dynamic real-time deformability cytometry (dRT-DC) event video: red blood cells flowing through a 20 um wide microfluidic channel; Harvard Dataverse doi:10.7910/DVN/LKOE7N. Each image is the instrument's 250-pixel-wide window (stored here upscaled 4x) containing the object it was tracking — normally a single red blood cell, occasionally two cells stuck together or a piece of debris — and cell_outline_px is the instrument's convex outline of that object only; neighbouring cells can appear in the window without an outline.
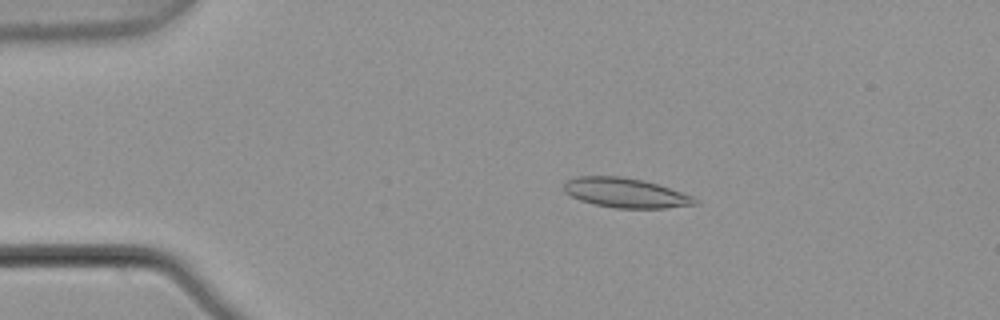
{"species": "common noctule bat (a hibernating species)", "species_latin": "Nyctalus noctula", "temperature_condition": "warm", "stored_images_in_passage": 7, "camera_frame_rate_fps": 3000, "um_per_image_px": 0.085, "animal": {"sex": "male", "body_mass_g": 21.5, "forearm_length_mm": 52.0}, "frame": {"image": 1, "passage_image": 3, "time_ms": 0.667, "image_size_px": [1000, 320], "cell_outline_px": [[700, 200], [696, 204], [668, 208], [616, 208], [596, 204], [580, 200], [564, 192], [564, 184], [568, 180], [576, 176], [620, 176], [644, 180], [692, 196]], "centroid_in_image_um": [53.17, 16.39], "position_along_channel_um": 31.8, "area_um2": 22.43}}
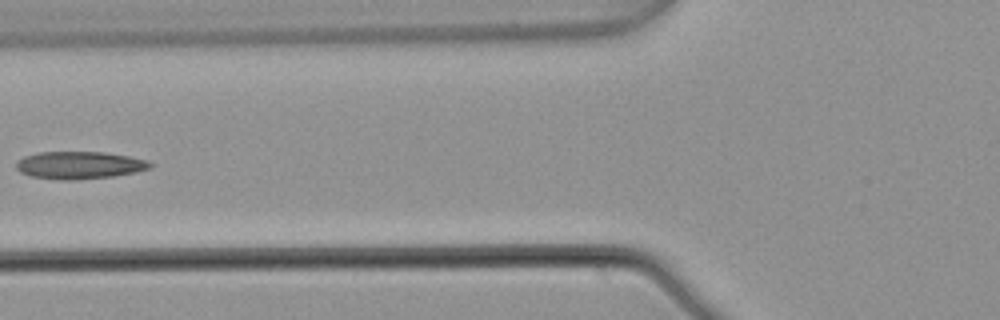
{"frame": {"image": 2, "passage_image": 6, "time_ms": 1.667, "image_size_px": [1000, 320], "cell_outline_px": [[152, 168], [136, 172], [112, 176], [72, 180], [60, 180], [28, 176], [20, 172], [16, 168], [16, 164], [24, 156], [40, 152], [104, 152], [128, 156], [148, 160], [152, 164]], "centroid_in_image_um": [6.75, 14.04], "position_along_channel_um": 119.0, "area_um2": 21.44}}
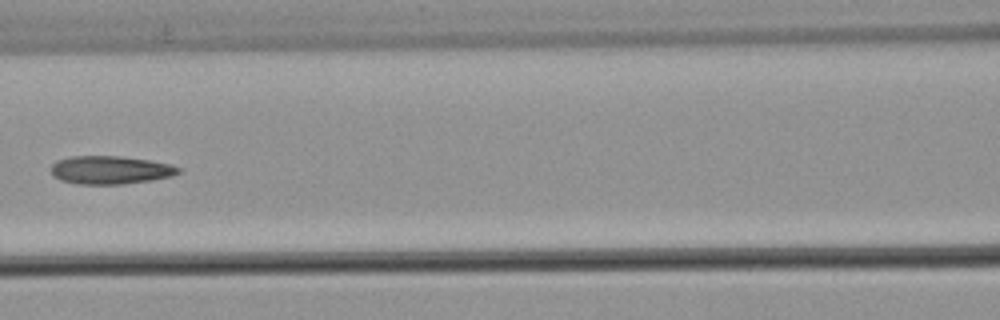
{"frame": {"image": 3, "passage_image": 7, "time_ms": 2.0, "image_size_px": [1000, 320], "cell_outline_px": [[180, 172], [172, 176], [152, 180], [124, 184], [76, 184], [60, 180], [52, 176], [52, 164], [56, 160], [68, 156], [120, 156], [148, 160], [168, 164], [180, 168]], "centroid_in_image_um": [9.33, 14.45], "position_along_channel_um": 157.3, "area_um2": 20.98}}